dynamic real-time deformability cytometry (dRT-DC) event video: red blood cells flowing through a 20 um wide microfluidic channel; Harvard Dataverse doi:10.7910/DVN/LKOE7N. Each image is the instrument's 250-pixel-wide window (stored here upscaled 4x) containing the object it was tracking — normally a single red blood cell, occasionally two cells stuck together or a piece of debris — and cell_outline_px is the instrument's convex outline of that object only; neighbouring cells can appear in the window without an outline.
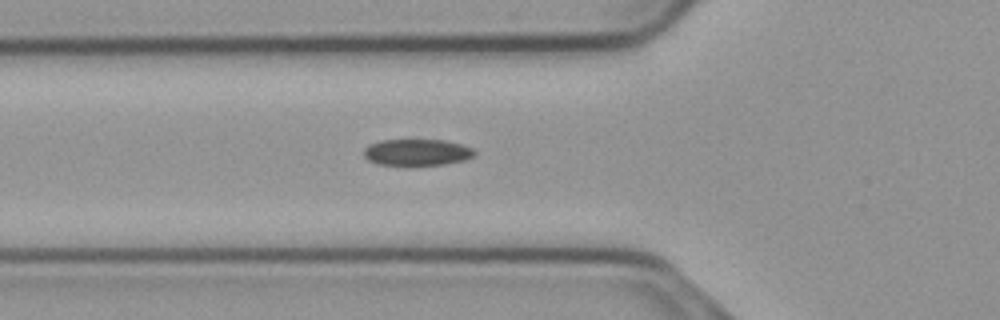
{"species": "common noctule bat (a hibernating species)", "species_latin": "Nyctalus noctula", "temperature_condition": "cold", "stored_images_in_passage": 35, "camera_frame_rate_fps": 3000, "um_per_image_px": 0.085, "animal": {"sex": "male", "body_mass_g": 23.1, "forearm_length_mm": 52.7}, "frame": {"image": 1, "passage_image": 4, "time_ms": 1.0, "image_size_px": [1000, 320], "cell_outline_px": [[476, 156], [464, 160], [444, 164], [404, 168], [376, 164], [368, 160], [364, 156], [364, 148], [368, 144], [380, 140], [444, 140], [464, 144], [472, 148], [476, 152]], "centroid_in_image_um": [35.42, 12.99], "position_along_channel_um": 90.4, "area_um2": 18.03}}
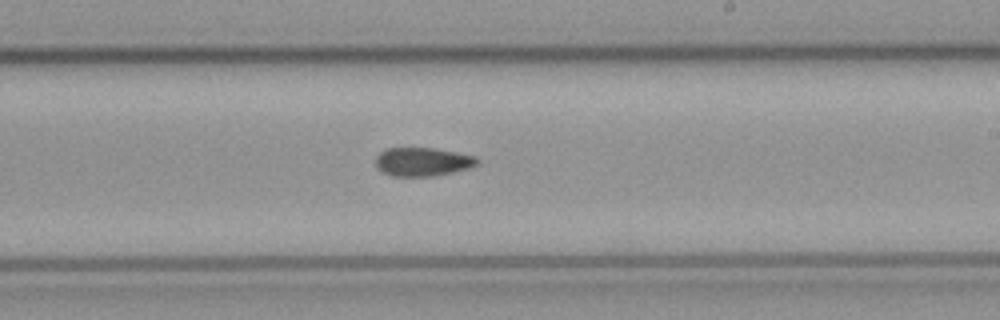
{"frame": {"image": 2, "passage_image": 17, "time_ms": 5.333, "image_size_px": [1000, 320], "cell_outline_px": [[480, 164], [468, 168], [452, 172], [432, 176], [392, 176], [376, 168], [376, 156], [380, 152], [388, 148], [432, 148], [456, 152], [476, 156], [480, 160]], "centroid_in_image_um": [35.94, 13.75], "position_along_channel_um": 253.1, "area_um2": 16.94}}
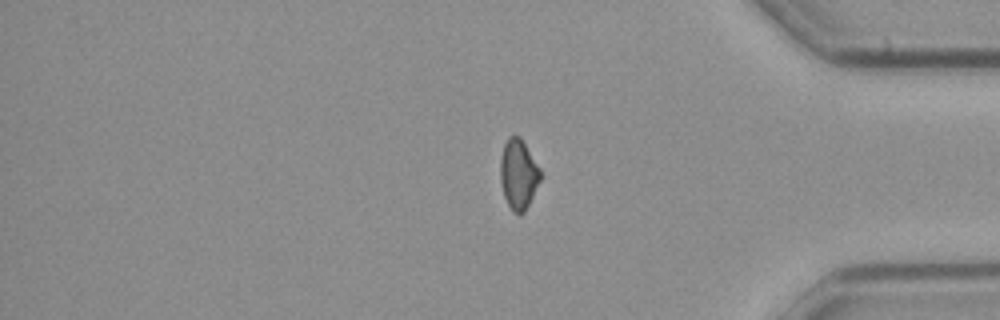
{"frame": {"image": 3, "passage_image": 30, "time_ms": 9.667, "image_size_px": [1000, 320], "cell_outline_px": [[540, 180], [524, 212], [520, 216], [512, 212], [504, 196], [500, 180], [500, 160], [504, 144], [508, 136], [520, 136], [540, 168]], "centroid_in_image_um": [44.05, 14.81], "position_along_channel_um": 391.2, "area_um2": 16.24}, "authors_computed_cell_mechanics": {"area_um2": 17.1088, "velocity_mm_per_s": 3.729, "shape_relaxation_time_tau1_ms": null, "shape_relaxation_time_tau2_ms": 8.9086, "deformation_change_tau1": null, "deformation_change_tau2": 0.145}}